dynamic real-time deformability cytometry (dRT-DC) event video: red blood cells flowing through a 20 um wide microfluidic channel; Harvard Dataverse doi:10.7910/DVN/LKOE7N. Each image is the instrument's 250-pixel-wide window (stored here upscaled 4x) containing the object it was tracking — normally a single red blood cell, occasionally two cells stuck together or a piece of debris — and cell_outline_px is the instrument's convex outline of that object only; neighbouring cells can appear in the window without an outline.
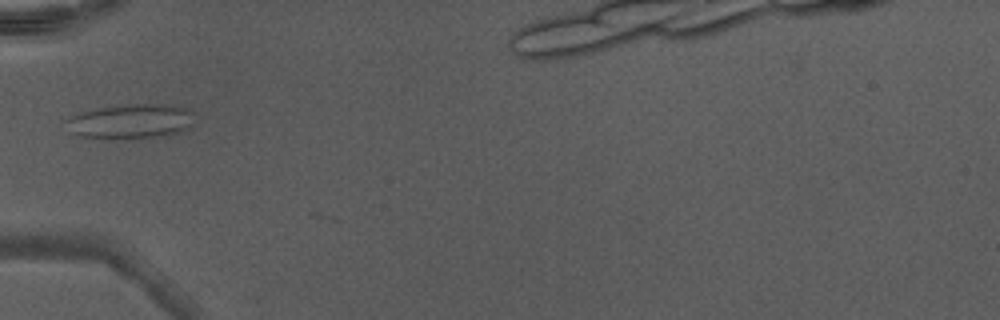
{"species": "Egyptian fruit bat (a non-hibernating species)", "species_latin": "Rousettus aegyptiacus", "temperature_condition": "warm", "stored_images_in_passage": 2, "camera_frame_rate_fps": 3000, "um_per_image_px": 0.085, "animal": {"sex": "male"}, "frame": {"image": 1, "passage_image": 1, "time_ms": 0.0, "image_size_px": [1000, 320], "cell_outline_px": [[196, 112], [192, 124], [168, 136], [80, 136], [68, 132], [68, 120], [72, 116], [80, 112], [100, 108], [132, 104], [172, 104]], "centroid_in_image_um": [11.19, 10.26], "position_along_channel_um": 73.8, "area_um2": 24.85}}